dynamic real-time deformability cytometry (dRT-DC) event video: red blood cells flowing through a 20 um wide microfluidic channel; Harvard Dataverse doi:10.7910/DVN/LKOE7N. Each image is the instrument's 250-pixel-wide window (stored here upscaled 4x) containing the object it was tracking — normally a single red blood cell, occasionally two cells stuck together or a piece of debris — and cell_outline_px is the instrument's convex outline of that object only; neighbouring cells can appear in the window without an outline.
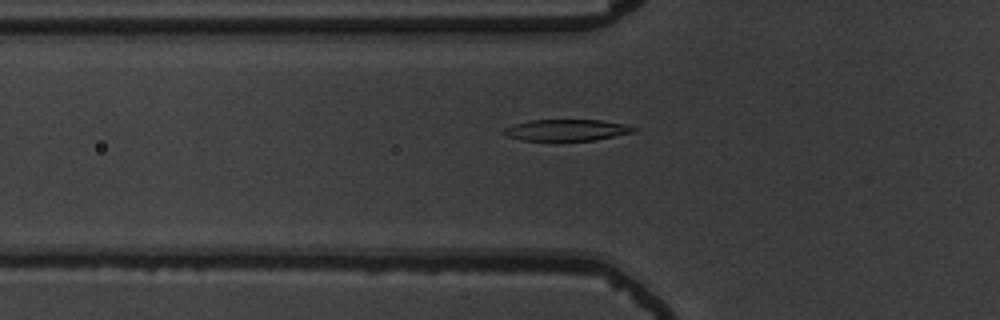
{"species": "common noctule bat (a hibernating species)", "species_latin": "Nyctalus noctula", "temperature_condition": "warm", "stored_images_in_passage": 45, "camera_frame_rate_fps": 3000, "um_per_image_px": 0.085, "animal": {"sex": "male", "body_mass_g": 19.5, "forearm_length_mm": 54.6}, "frame": {"image": 1, "passage_image": 9, "time_ms": 2.667, "image_size_px": [1000, 320], "cell_outline_px": [[636, 132], [596, 140], [520, 140], [508, 136], [500, 132], [504, 128], [512, 124], [528, 120], [604, 120], [628, 124], [636, 128]], "centroid_in_image_um": [48.18, 11.04], "position_along_channel_um": 77.6, "area_um2": 16.42}}
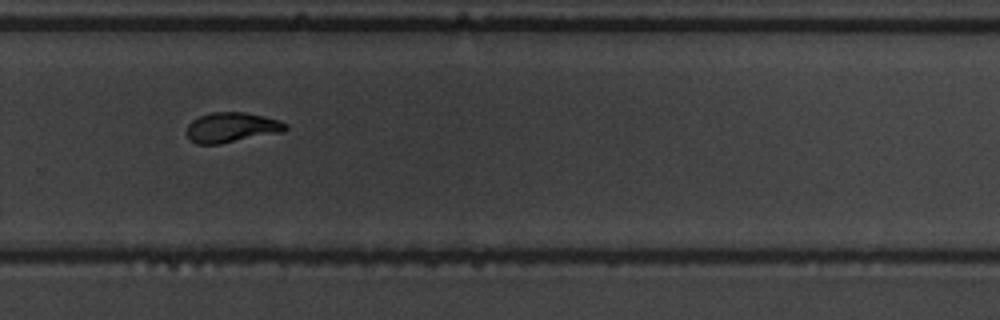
{"frame": {"image": 2, "passage_image": 28, "time_ms": 9.0, "image_size_px": [1000, 320], "cell_outline_px": [[288, 128], [284, 132], [220, 144], [196, 144], [188, 136], [188, 124], [192, 120], [200, 116], [212, 112], [244, 112], [264, 116], [280, 120], [288, 124]], "centroid_in_image_um": [19.74, 10.83], "position_along_channel_um": 310.1, "area_um2": 17.34}}
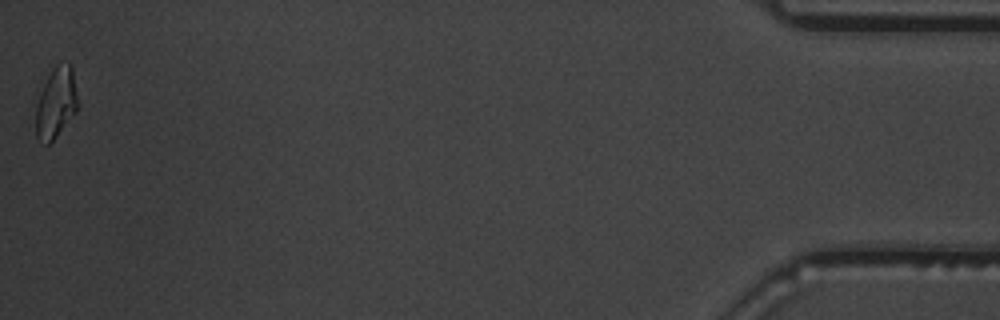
{"frame": {"image": 3, "passage_image": 45, "time_ms": 14.667, "image_size_px": [1000, 320], "cell_outline_px": [[80, 104], [76, 112], [56, 136], [48, 144], [44, 144], [36, 136], [36, 104], [40, 92], [52, 68], [56, 64], [72, 64]], "centroid_in_image_um": [4.79, 8.72], "position_along_channel_um": 430.4, "area_um2": 17.46}, "authors_computed_cell_mechanics": {"area_um2": 17.5134, "velocity_mm_per_s": 3.6722, "shape_relaxation_time_tau1_ms": 2.9132, "shape_relaxation_time_tau2_ms": 2.1805, "deformation_change_tau1": 0.1862, "deformation_change_tau2": 0.0935}}